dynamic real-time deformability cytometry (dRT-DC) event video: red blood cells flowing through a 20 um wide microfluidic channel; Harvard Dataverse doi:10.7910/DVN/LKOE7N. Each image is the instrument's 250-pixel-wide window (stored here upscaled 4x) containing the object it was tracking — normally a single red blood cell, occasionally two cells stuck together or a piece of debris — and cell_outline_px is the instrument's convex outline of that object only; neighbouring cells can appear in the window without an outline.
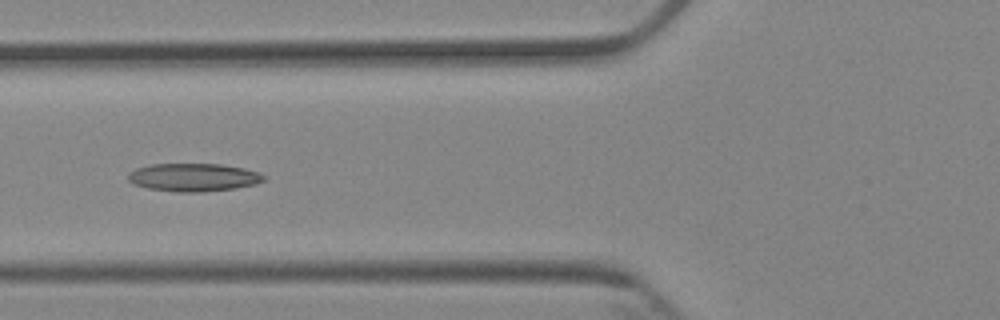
{"species": "Egyptian fruit bat (a non-hibernating species)", "species_latin": "Rousettus aegyptiacus", "temperature_condition": "cold", "stored_images_in_passage": 8, "camera_frame_rate_fps": 3000, "um_per_image_px": 0.085, "animal": {"sex": "female"}, "frame": {"image": 1, "passage_image": 5, "time_ms": 5.667, "image_size_px": [1000, 320], "cell_outline_px": [[264, 180], [256, 184], [236, 188], [200, 192], [176, 192], [148, 188], [132, 184], [128, 180], [128, 176], [136, 168], [148, 164], [220, 164], [244, 168], [260, 172], [264, 176]], "centroid_in_image_um": [16.45, 15.07], "position_along_channel_um": 109.3, "area_um2": 22.2}}
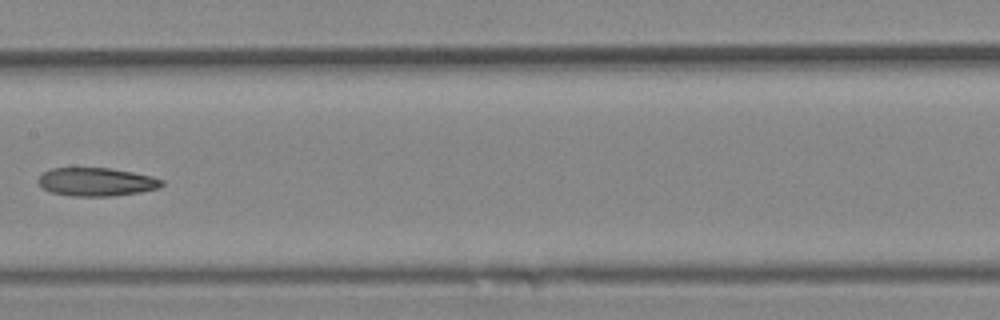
{"frame": {"image": 2, "passage_image": 7, "time_ms": 8.0, "image_size_px": [1000, 320], "cell_outline_px": [[164, 184], [160, 188], [140, 192], [112, 196], [72, 196], [52, 192], [44, 188], [36, 180], [44, 172], [52, 168], [108, 168], [132, 172], [152, 176], [164, 180]], "centroid_in_image_um": [8.23, 15.46], "position_along_channel_um": 199.2, "area_um2": 20.35}}
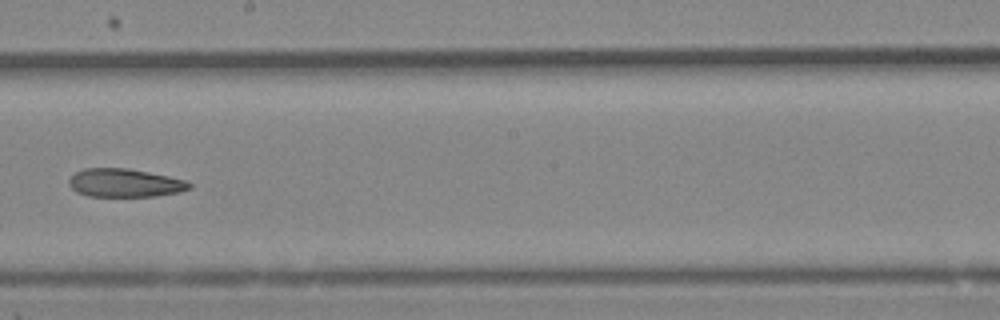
{"frame": {"image": 3, "passage_image": 8, "time_ms": 9.0, "image_size_px": [1000, 320], "cell_outline_px": [[192, 188], [180, 192], [156, 196], [88, 196], [76, 192], [68, 184], [68, 180], [76, 172], [84, 168], [128, 168], [168, 176], [184, 180], [192, 184]], "centroid_in_image_um": [10.6, 15.55], "position_along_channel_um": 237.6, "area_um2": 19.88}}